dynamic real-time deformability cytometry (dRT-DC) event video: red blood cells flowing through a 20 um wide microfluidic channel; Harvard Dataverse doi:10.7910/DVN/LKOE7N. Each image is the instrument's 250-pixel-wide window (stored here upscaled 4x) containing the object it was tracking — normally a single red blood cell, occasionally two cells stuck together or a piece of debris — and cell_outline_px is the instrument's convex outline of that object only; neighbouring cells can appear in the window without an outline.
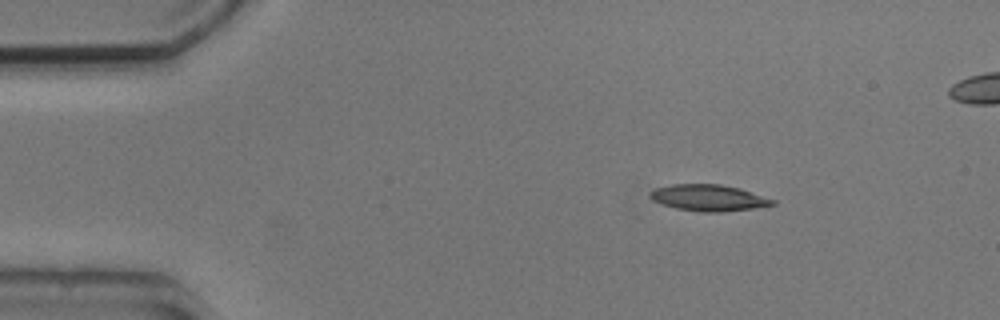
{"species": "common noctule bat (a hibernating species)", "species_latin": "Nyctalus noctula", "temperature_condition": "cold", "stored_images_in_passage": 3, "camera_frame_rate_fps": 3000, "um_per_image_px": 0.085, "animal": {"sex": "male", "body_mass_g": 20.5, "forearm_length_mm": 52.5}, "frame": {"image": 1, "passage_image": 1, "time_ms": 0.0, "image_size_px": [1000, 320], "cell_outline_px": [[776, 204], [752, 208], [720, 212], [700, 212], [676, 208], [652, 200], [648, 196], [648, 192], [656, 188], [672, 184], [720, 184], [740, 188], [776, 200]], "centroid_in_image_um": [60.22, 16.8], "position_along_channel_um": 24.8, "area_um2": 18.79}}